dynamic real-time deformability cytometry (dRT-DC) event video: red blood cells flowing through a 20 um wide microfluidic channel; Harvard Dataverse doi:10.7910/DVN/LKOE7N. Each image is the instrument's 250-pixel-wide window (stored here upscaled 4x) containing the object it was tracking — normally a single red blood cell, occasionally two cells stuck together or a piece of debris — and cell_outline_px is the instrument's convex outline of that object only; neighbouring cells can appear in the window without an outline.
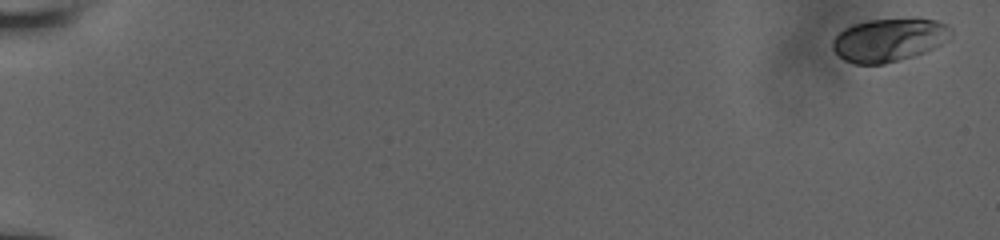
{"species": "human", "species_latin": "Homo sapiens", "temperature_condition": "room temperature", "stored_images_in_passage": 16, "camera_frame_rate_fps": 3000, "um_per_image_px": 0.085, "donor": {"sex": "male"}, "frame": {"image": 1, "passage_image": 1, "time_ms": 0.0, "image_size_px": [1000, 240], "cell_outline_px": [[952, 32], [940, 44], [924, 52], [912, 56], [884, 64], [852, 64], [844, 60], [832, 48], [832, 40], [844, 28], [852, 24], [868, 20], [936, 20], [948, 24], [952, 28]], "centroid_in_image_um": [75.51, 3.41], "position_along_channel_um": 9.5, "area_um2": 29.25}}
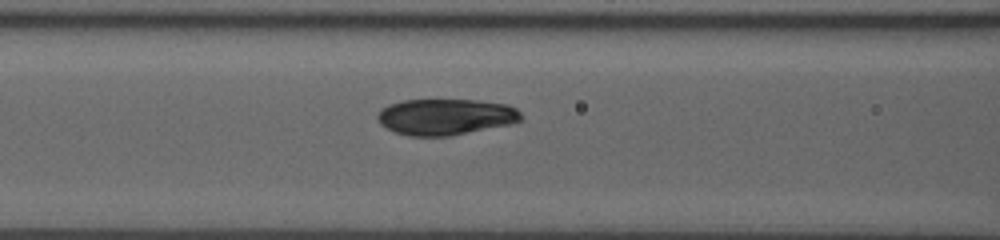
{"frame": {"image": 2, "passage_image": 14, "time_ms": 8.667, "image_size_px": [1000, 240], "cell_outline_px": [[520, 120], [508, 124], [448, 136], [408, 136], [396, 132], [380, 124], [376, 116], [380, 108], [388, 104], [404, 100], [476, 100], [508, 104], [516, 108], [520, 112]], "centroid_in_image_um": [37.82, 9.92], "position_along_channel_um": 128.8, "area_um2": 30.06}}
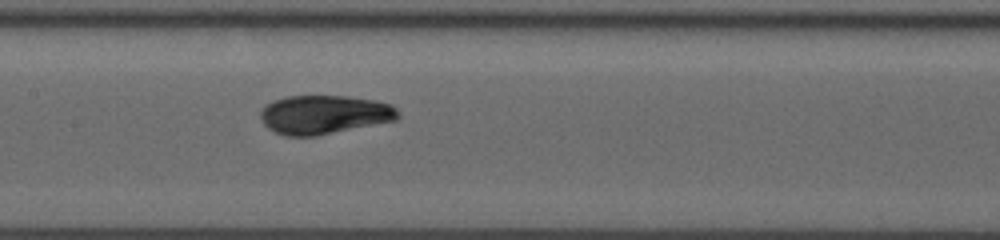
{"frame": {"image": 3, "passage_image": 16, "time_ms": 10.0, "image_size_px": [1000, 240], "cell_outline_px": [[400, 116], [396, 120], [316, 136], [284, 136], [268, 128], [264, 124], [260, 116], [260, 112], [272, 100], [288, 96], [348, 96], [376, 100], [392, 104], [400, 112]], "centroid_in_image_um": [27.58, 9.74], "position_along_channel_um": 179.8, "area_um2": 31.21}}